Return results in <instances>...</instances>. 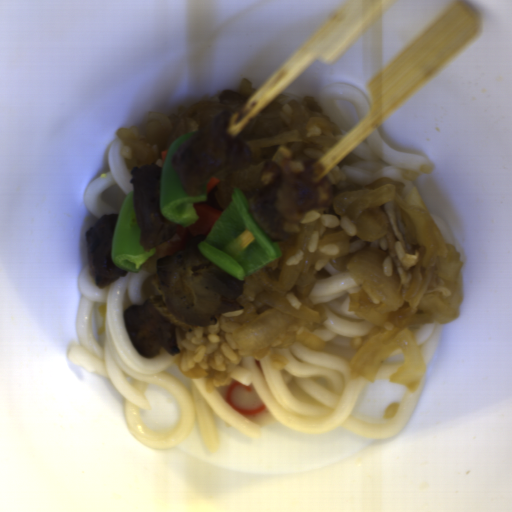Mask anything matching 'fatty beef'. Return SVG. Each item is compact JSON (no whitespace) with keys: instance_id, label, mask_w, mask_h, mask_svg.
Instances as JSON below:
<instances>
[{"instance_id":"8fa450e3","label":"fatty beef","mask_w":512,"mask_h":512,"mask_svg":"<svg viewBox=\"0 0 512 512\" xmlns=\"http://www.w3.org/2000/svg\"><path fill=\"white\" fill-rule=\"evenodd\" d=\"M325 118L321 105L311 96L295 98L287 104L271 101L234 139L246 142L297 131L300 141L285 145L291 157H301L309 164L336 146L333 137L310 136L308 122Z\"/></svg>"},{"instance_id":"1bbc456c","label":"fatty beef","mask_w":512,"mask_h":512,"mask_svg":"<svg viewBox=\"0 0 512 512\" xmlns=\"http://www.w3.org/2000/svg\"><path fill=\"white\" fill-rule=\"evenodd\" d=\"M379 207L387 218L386 238L391 270L396 283L408 289L414 281V274L422 268L427 249L420 245L411 217L397 202H384Z\"/></svg>"},{"instance_id":"5ad873be","label":"fatty beef","mask_w":512,"mask_h":512,"mask_svg":"<svg viewBox=\"0 0 512 512\" xmlns=\"http://www.w3.org/2000/svg\"><path fill=\"white\" fill-rule=\"evenodd\" d=\"M279 144L267 145L251 154V162L245 169L231 172H219L215 178L219 183L206 194V201H202L221 211H225L232 202L235 189L240 190L250 202L251 197L261 187V175L267 161L273 160L277 154Z\"/></svg>"},{"instance_id":"51303b74","label":"fatty beef","mask_w":512,"mask_h":512,"mask_svg":"<svg viewBox=\"0 0 512 512\" xmlns=\"http://www.w3.org/2000/svg\"><path fill=\"white\" fill-rule=\"evenodd\" d=\"M383 187H392L396 194L402 193L405 190L404 184L394 178H378L371 184L352 186L345 189L335 188L332 190L333 200L331 204L314 208L312 211H318L319 214H330L340 219L347 215V208L360 197Z\"/></svg>"},{"instance_id":"2513f850","label":"fatty beef","mask_w":512,"mask_h":512,"mask_svg":"<svg viewBox=\"0 0 512 512\" xmlns=\"http://www.w3.org/2000/svg\"><path fill=\"white\" fill-rule=\"evenodd\" d=\"M272 242H276L281 254L276 259L259 268L256 271L262 272L273 281H280L282 264L289 252L297 246L298 232H280L278 236H270Z\"/></svg>"},{"instance_id":"7934fd38","label":"fatty beef","mask_w":512,"mask_h":512,"mask_svg":"<svg viewBox=\"0 0 512 512\" xmlns=\"http://www.w3.org/2000/svg\"><path fill=\"white\" fill-rule=\"evenodd\" d=\"M248 99V95L239 90L224 89L221 93L212 97L208 102L228 104L232 110V112L229 113V116H231L240 107H242Z\"/></svg>"},{"instance_id":"6575b59f","label":"fatty beef","mask_w":512,"mask_h":512,"mask_svg":"<svg viewBox=\"0 0 512 512\" xmlns=\"http://www.w3.org/2000/svg\"><path fill=\"white\" fill-rule=\"evenodd\" d=\"M357 253H348L339 258H330L328 259V263L332 268L339 272L348 271L346 269L347 264L355 257Z\"/></svg>"}]
</instances>
